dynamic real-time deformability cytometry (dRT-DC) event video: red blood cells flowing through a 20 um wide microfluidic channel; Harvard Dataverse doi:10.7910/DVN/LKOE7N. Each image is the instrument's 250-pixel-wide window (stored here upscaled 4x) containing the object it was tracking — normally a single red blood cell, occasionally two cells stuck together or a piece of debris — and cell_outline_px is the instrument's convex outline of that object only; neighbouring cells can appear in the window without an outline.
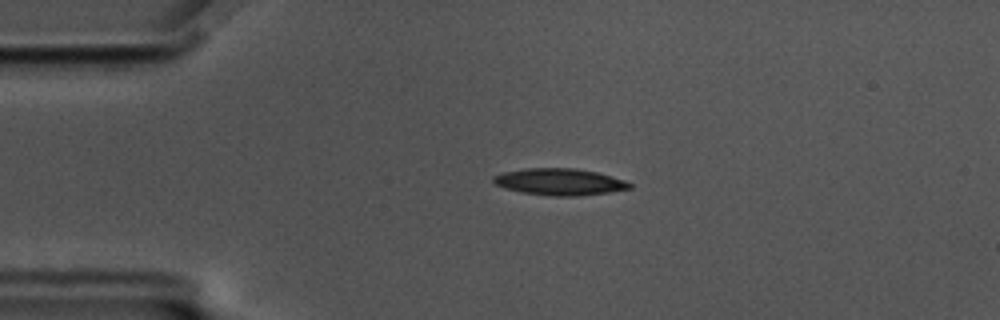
{"species": "common noctule bat (a hibernating species)", "species_latin": "Nyctalus noctula", "temperature_condition": "cold", "stored_images_in_passage": 45, "camera_frame_rate_fps": 3000, "um_per_image_px": 0.085, "animal": {"sex": "male", "body_mass_g": 17.5, "forearm_length_mm": 52.3}, "frame": {"image": 1, "passage_image": 6, "time_ms": 1.667, "image_size_px": [1000, 320], "cell_outline_px": [[632, 188], [608, 192], [580, 196], [552, 196], [520, 192], [504, 188], [496, 184], [492, 180], [492, 176], [504, 172], [524, 168], [572, 168], [596, 172], [612, 176], [624, 180], [632, 184]], "centroid_in_image_um": [47.55, 15.46], "position_along_channel_um": 37.5, "area_um2": 21.21}}
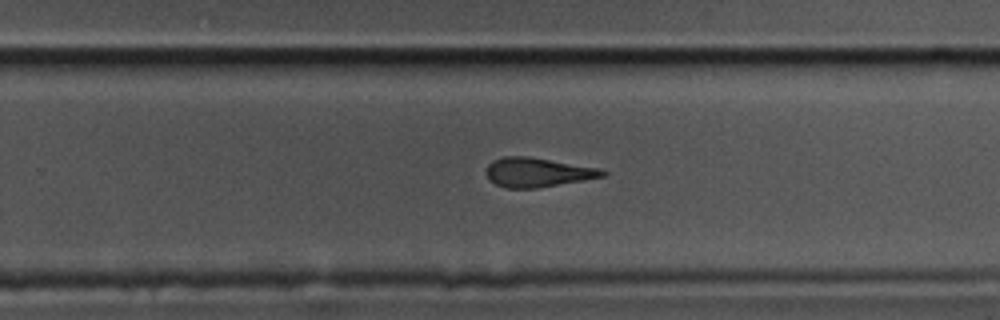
{"frame": {"image": 2, "passage_image": 30, "time_ms": 9.667, "image_size_px": [1000, 320], "cell_outline_px": [[608, 172], [604, 176], [584, 180], [536, 188], [504, 188], [496, 184], [488, 176], [488, 164], [492, 160], [504, 156], [528, 156], [604, 168]], "centroid_in_image_um": [45.76, 14.63], "position_along_channel_um": 284.0, "area_um2": 19.88}}
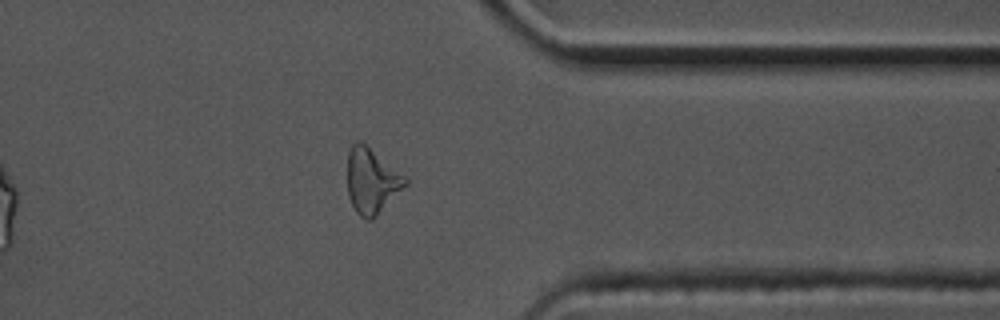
{"frame": {"image": 3, "passage_image": 39, "time_ms": 12.667, "image_size_px": [1000, 320], "cell_outline_px": [[408, 184], [372, 220], [368, 220], [360, 216], [356, 212], [348, 196], [348, 152], [352, 144], [356, 140], [360, 140], [404, 176], [408, 180]], "centroid_in_image_um": [31.57, 15.39], "position_along_channel_um": 379.8, "area_um2": 21.68}, "authors_computed_cell_mechanics": {"area_um2": 20.808, "velocity_mm_per_s": 3.4658, "shape_relaxation_time_tau1_ms": 6.4534, "shape_relaxation_time_tau2_ms": 2.6015, "deformation_change_tau1": 0.2062, "deformation_change_tau2": 0.1336}}